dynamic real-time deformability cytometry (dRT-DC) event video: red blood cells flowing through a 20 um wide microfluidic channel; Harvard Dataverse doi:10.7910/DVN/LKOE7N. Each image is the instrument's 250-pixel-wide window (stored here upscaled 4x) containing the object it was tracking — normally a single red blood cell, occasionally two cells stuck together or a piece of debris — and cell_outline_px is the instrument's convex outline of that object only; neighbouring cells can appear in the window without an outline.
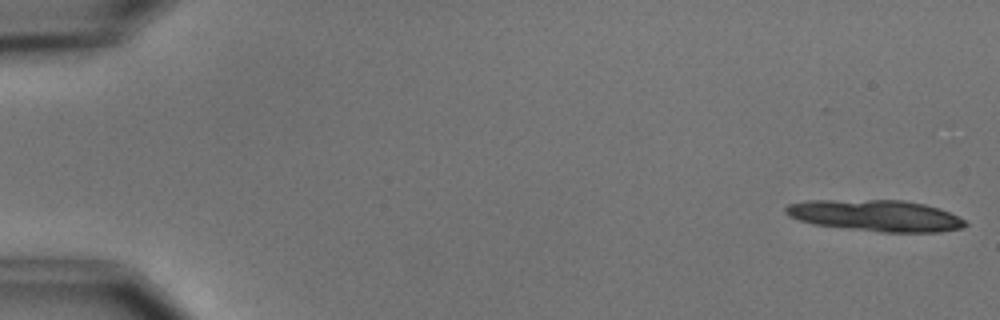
{"species": "common noctule bat (a hibernating species)", "species_latin": "Nyctalus noctula", "temperature_condition": "cold", "stored_images_in_passage": 16, "camera_frame_rate_fps": 3000, "um_per_image_px": 0.085, "animal": {"sex": "male", "body_mass_g": 15.6}, "frame": {"image": 1, "passage_image": 1, "time_ms": 0.0, "image_size_px": [1000, 320], "cell_outline_px": [[968, 224], [960, 228], [940, 232], [880, 232], [812, 224], [788, 216], [784, 212], [784, 208], [788, 204], [808, 200], [904, 200], [924, 204], [948, 212], [964, 220]], "centroid_in_image_um": [74.38, 18.32], "position_along_channel_um": 10.6, "area_um2": 32.71}}